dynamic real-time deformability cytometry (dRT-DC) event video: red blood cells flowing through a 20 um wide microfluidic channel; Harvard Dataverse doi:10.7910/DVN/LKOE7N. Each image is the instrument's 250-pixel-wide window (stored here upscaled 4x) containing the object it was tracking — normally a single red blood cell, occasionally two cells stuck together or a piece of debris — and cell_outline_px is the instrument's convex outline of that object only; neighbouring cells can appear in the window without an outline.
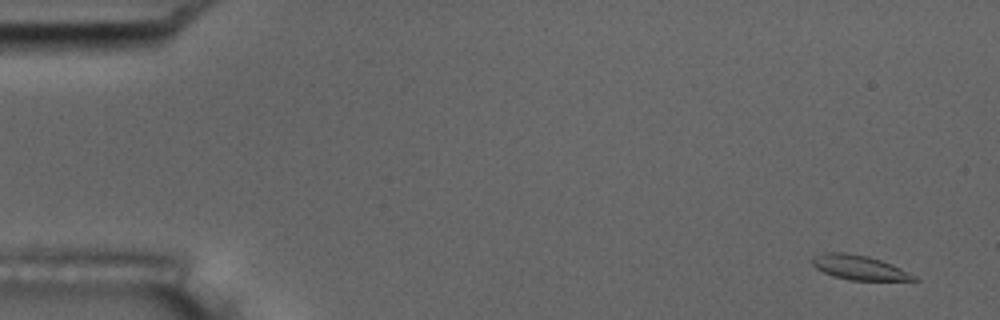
{"species": "common noctule bat (a hibernating species)", "species_latin": "Nyctalus noctula", "temperature_condition": "room temperature", "stored_images_in_passage": 55, "camera_frame_rate_fps": 3000, "um_per_image_px": 0.085, "animal": {"sex": "male", "body_mass_g": 17.5, "forearm_length_mm": 52.3}, "frame": {"image": 1, "passage_image": 3, "time_ms": 0.667, "image_size_px": [1000, 320], "cell_outline_px": [[920, 280], [848, 280], [832, 276], [816, 268], [812, 264], [812, 256], [824, 252], [844, 252], [868, 256], [892, 264], [916, 276]], "centroid_in_image_um": [72.99, 22.73], "position_along_channel_um": 12.0, "area_um2": 14.51}}
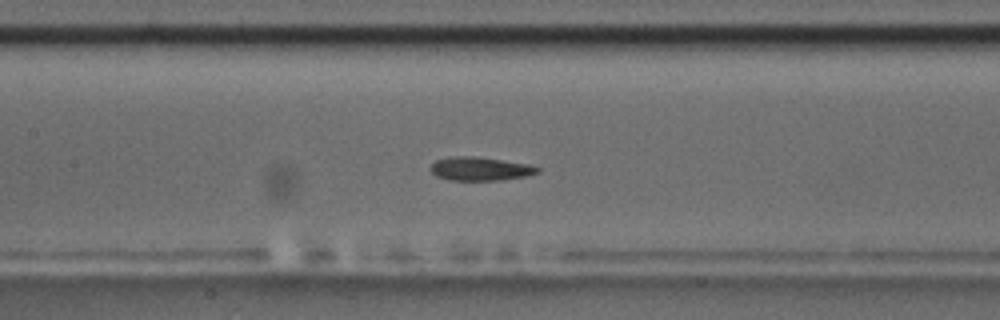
{"frame": {"image": 2, "passage_image": 26, "time_ms": 8.333, "image_size_px": [1000, 320], "cell_outline_px": [[540, 168], [536, 172], [524, 176], [500, 180], [448, 180], [436, 176], [432, 172], [432, 164], [436, 160], [452, 156], [476, 156], [528, 164]], "centroid_in_image_um": [40.77, 14.34], "position_along_channel_um": 166.6, "area_um2": 14.45}}
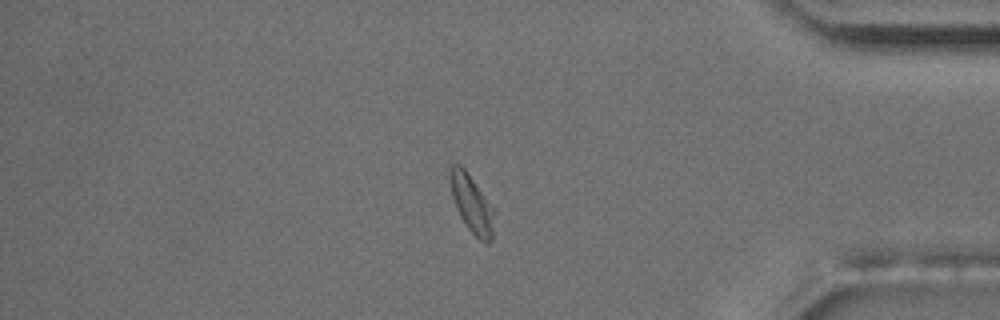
{"frame": {"image": 3, "passage_image": 47, "time_ms": 15.333, "image_size_px": [1000, 320], "cell_outline_px": [[496, 212], [492, 240], [488, 244], [480, 240], [468, 228], [460, 216], [456, 208], [452, 196], [448, 176], [448, 164], [460, 164], [468, 172], [496, 208]], "centroid_in_image_um": [40.12, 17.28], "position_along_channel_um": 395.1, "area_um2": 15.61}, "authors_computed_cell_mechanics": {"area_um2": 14.8546, "velocity_mm_per_s": 3.6777, "shape_relaxation_time_tau1_ms": null, "shape_relaxation_time_tau2_ms": 1.3857, "deformation_change_tau1": null, "deformation_change_tau2": 0.0497}}